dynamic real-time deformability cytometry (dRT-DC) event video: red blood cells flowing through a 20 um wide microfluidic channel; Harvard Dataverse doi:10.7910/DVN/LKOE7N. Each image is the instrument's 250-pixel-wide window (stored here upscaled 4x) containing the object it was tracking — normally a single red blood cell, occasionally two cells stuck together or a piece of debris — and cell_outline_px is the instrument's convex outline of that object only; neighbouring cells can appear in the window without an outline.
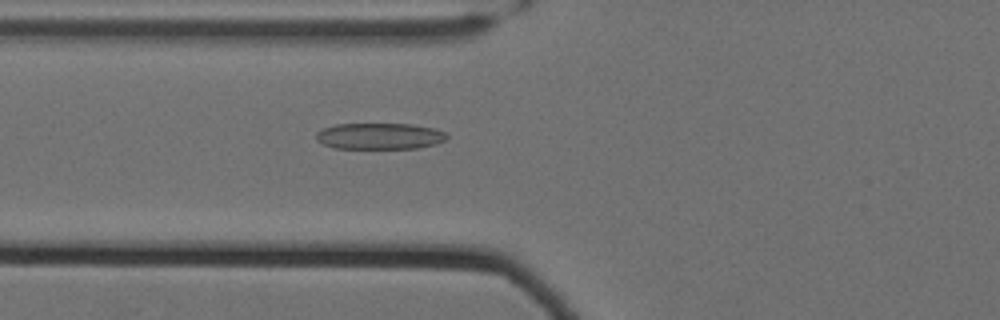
{"species": "Egyptian fruit bat (a non-hibernating species)", "species_latin": "Rousettus aegyptiacus", "temperature_condition": "cold", "stored_images_in_passage": 45, "camera_frame_rate_fps": 3000, "um_per_image_px": 0.085, "animal": {"sex": "female"}, "frame": {"image": 1, "passage_image": 10, "time_ms": 3.0, "image_size_px": [1000, 320], "cell_outline_px": [[448, 136], [444, 140], [436, 144], [416, 148], [336, 148], [324, 144], [316, 140], [316, 132], [324, 128], [336, 124], [412, 124], [432, 128], [444, 132]], "centroid_in_image_um": [32.25, 11.57], "position_along_channel_um": 93.5, "area_um2": 19.83}}
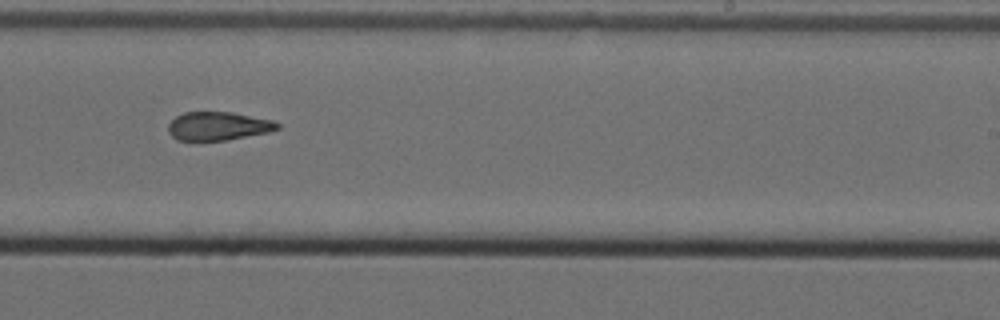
{"frame": {"image": 2, "passage_image": 25, "time_ms": 8.0, "image_size_px": [1000, 320], "cell_outline_px": [[280, 128], [268, 132], [228, 140], [196, 144], [192, 144], [176, 140], [168, 132], [168, 124], [176, 116], [184, 112], [232, 112], [272, 120], [280, 124]], "centroid_in_image_um": [18.47, 10.77], "position_along_channel_um": 270.5, "area_um2": 18.9}}
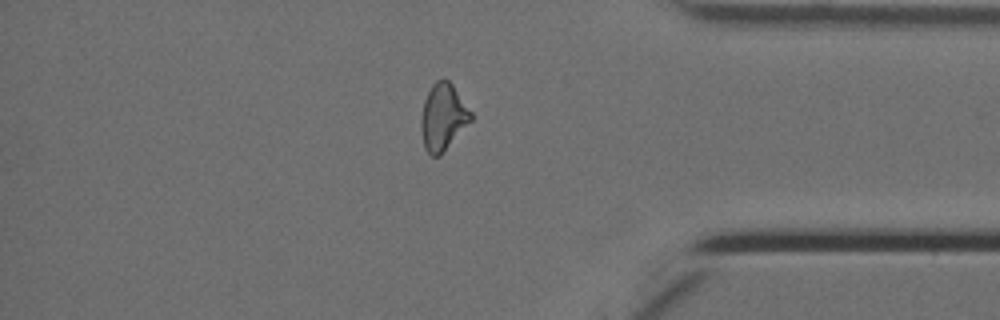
{"frame": {"image": 3, "passage_image": 37, "time_ms": 12.0, "image_size_px": [1000, 320], "cell_outline_px": [[472, 120], [440, 156], [432, 156], [424, 148], [420, 128], [420, 120], [424, 100], [432, 84], [436, 80], [448, 80], [452, 84], [472, 112]], "centroid_in_image_um": [37.64, 9.96], "position_along_channel_um": 397.6, "area_um2": 19.36}, "authors_computed_cell_mechanics": {"area_um2": 19.2474, "velocity_mm_per_s": 3.5215, "shape_relaxation_time_tau1_ms": null, "shape_relaxation_time_tau2_ms": 3.1539, "deformation_change_tau1": null, "deformation_change_tau2": 0.1239}}